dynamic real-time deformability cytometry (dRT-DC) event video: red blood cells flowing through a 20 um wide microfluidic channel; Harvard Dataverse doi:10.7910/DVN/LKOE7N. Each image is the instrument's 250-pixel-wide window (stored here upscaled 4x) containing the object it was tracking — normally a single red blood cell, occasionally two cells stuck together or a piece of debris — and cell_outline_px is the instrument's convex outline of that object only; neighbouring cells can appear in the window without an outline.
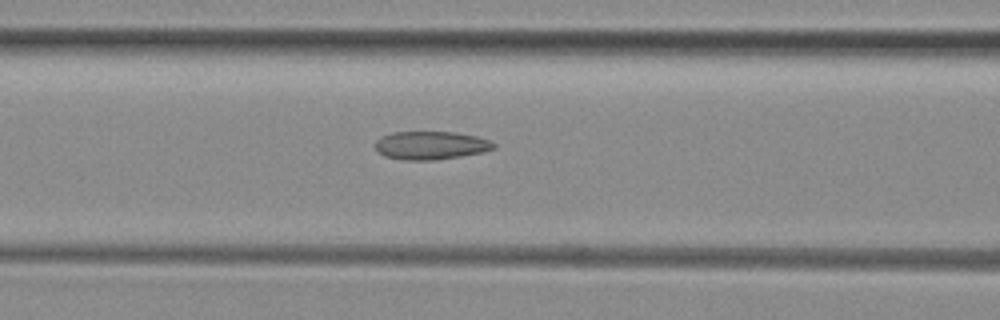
{"species": "common noctule bat (a hibernating species)", "species_latin": "Nyctalus noctula", "temperature_condition": "room temperature", "stored_images_in_passage": 39, "camera_frame_rate_fps": 3000, "um_per_image_px": 0.085, "animal": {"sex": "female", "body_mass_g": 29.2, "forearm_length_mm": 56.3}, "frame": {"image": 1, "passage_image": 8, "time_ms": 2.333, "image_size_px": [1000, 320], "cell_outline_px": [[496, 148], [484, 152], [436, 160], [404, 160], [384, 156], [376, 152], [376, 140], [392, 132], [452, 132], [476, 136], [488, 140], [496, 144]], "centroid_in_image_um": [36.62, 12.36], "position_along_channel_um": 130.0, "area_um2": 19.48}}
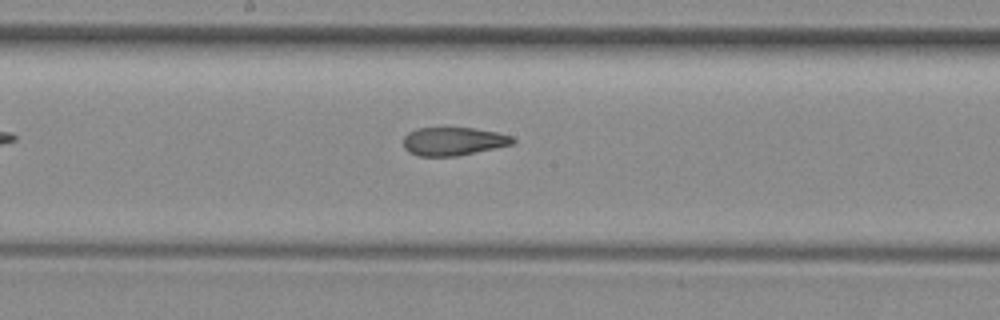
{"frame": {"image": 2, "passage_image": 14, "time_ms": 4.333, "image_size_px": [1000, 320], "cell_outline_px": [[516, 140], [512, 144], [456, 156], [416, 156], [408, 152], [404, 148], [404, 136], [408, 132], [416, 128], [472, 128], [496, 132], [512, 136]], "centroid_in_image_um": [38.49, 12.01], "position_along_channel_um": 209.7, "area_um2": 17.92}}
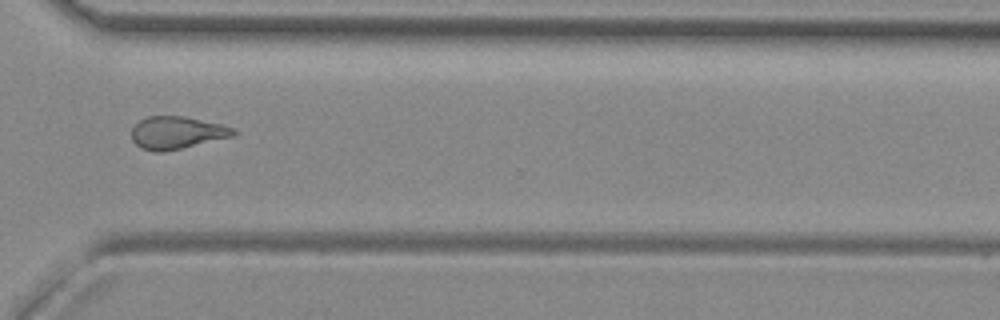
{"frame": {"image": 3, "passage_image": 25, "time_ms": 8.0, "image_size_px": [1000, 320], "cell_outline_px": [[236, 132], [232, 136], [180, 148], [160, 152], [152, 152], [140, 148], [132, 140], [132, 128], [140, 120], [148, 116], [184, 116], [220, 124], [236, 128]], "centroid_in_image_um": [14.99, 11.27], "position_along_channel_um": 355.6, "area_um2": 19.07}, "authors_computed_cell_mechanics": {"area_um2": 19.4208, "velocity_mm_per_s": 3.9857, "shape_relaxation_time_tau1_ms": null, "shape_relaxation_time_tau2_ms": 2.8973, "deformation_change_tau1": null, "deformation_change_tau2": 0.1095}}